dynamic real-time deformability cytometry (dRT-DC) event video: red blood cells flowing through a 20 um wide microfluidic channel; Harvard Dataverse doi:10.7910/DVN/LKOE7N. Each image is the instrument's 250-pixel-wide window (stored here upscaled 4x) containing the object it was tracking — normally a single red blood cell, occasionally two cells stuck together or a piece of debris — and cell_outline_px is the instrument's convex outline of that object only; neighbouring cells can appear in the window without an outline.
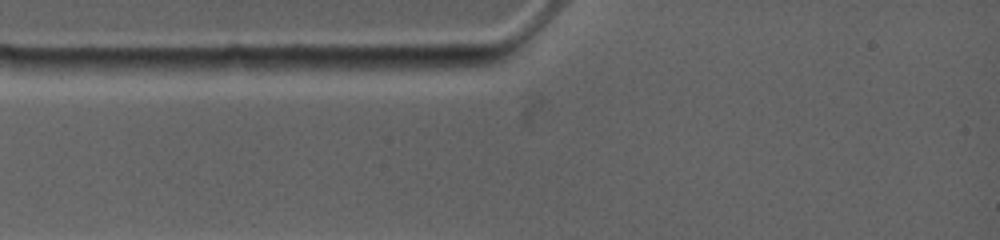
{"species": "common noctule bat (a hibernating species)", "species_latin": "Nyctalus noctula", "temperature_condition": "warm", "stored_images_in_passage": 1, "camera_frame_rate_fps": 4500, "um_per_image_px": 0.085, "animal": {"sex": "female", "body_mass_g": 19.0, "forearm_length_mm": 53.3}, "frame": {"image": 1, "passage_image": 1, "time_ms": 0.0, "image_size_px": [1000, 240], "cell_outline_px": [[256, 68], [232, 72], [132, 68], [140, 60], [228, 56], [244, 56]], "centroid_in_image_um": [16.91, 5.44], "position_along_channel_um": 68.1, "area_um2": 10.29}}